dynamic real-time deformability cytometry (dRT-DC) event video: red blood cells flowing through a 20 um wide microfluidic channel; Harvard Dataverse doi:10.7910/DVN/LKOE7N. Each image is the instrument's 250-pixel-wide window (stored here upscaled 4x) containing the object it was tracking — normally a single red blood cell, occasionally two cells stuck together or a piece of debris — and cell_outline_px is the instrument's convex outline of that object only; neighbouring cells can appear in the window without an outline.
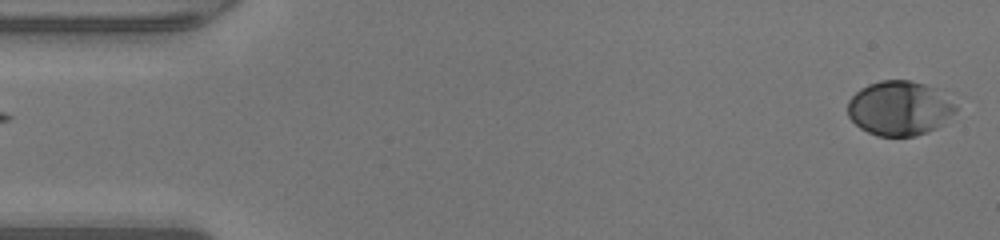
{"species": "human", "species_latin": "Homo sapiens", "temperature_condition": "warm", "stored_images_in_passage": 48, "camera_frame_rate_fps": 3000, "um_per_image_px": 0.085, "donor": {"sex": "male"}, "frame": {"image": 1, "passage_image": 1, "time_ms": 0.0, "image_size_px": [1000, 240], "cell_outline_px": [[956, 112], [936, 128], [916, 136], [876, 136], [860, 128], [848, 116], [848, 100], [860, 88], [868, 84], [880, 80], [912, 80], [924, 84], [932, 88], [952, 104], [956, 108]], "centroid_in_image_um": [76.38, 9.21], "position_along_channel_um": 8.6, "area_um2": 33.81}}
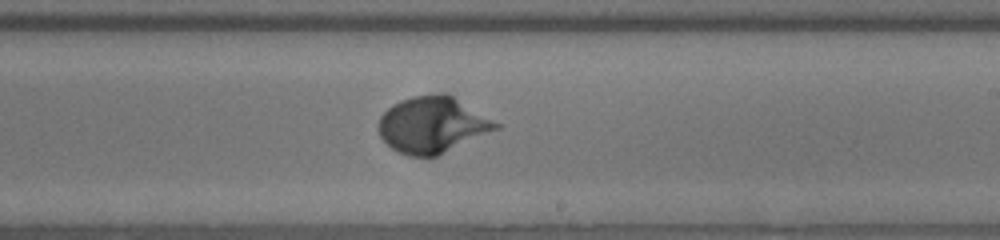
{"frame": {"image": 2, "passage_image": 28, "time_ms": 9.0, "image_size_px": [1000, 240], "cell_outline_px": [[504, 124], [500, 128], [436, 156], [408, 156], [392, 148], [380, 136], [380, 116], [392, 104], [400, 100], [412, 96], [444, 92], [452, 96]], "centroid_in_image_um": [36.8, 10.59], "position_along_channel_um": 252.2, "area_um2": 38.32}}
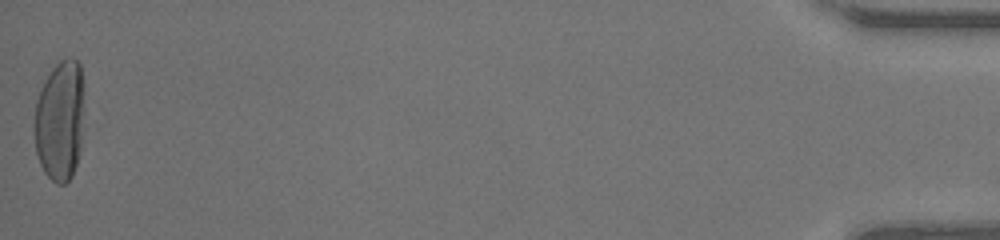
{"frame": {"image": 3, "passage_image": 48, "time_ms": 15.667, "image_size_px": [1000, 240], "cell_outline_px": [[84, 108], [80, 152], [72, 176], [64, 184], [56, 184], [44, 172], [40, 164], [36, 152], [36, 100], [52, 68], [60, 60], [68, 56], [72, 56], [80, 64], [84, 84]], "centroid_in_image_um": [5.14, 10.22], "position_along_channel_um": 430.1, "area_um2": 35.14}, "authors_computed_cell_mechanics": {"area_um2": 34.5066, "velocity_mm_per_s": 4.269, "shape_relaxation_time_tau1_ms": 2.6707, "shape_relaxation_time_tau2_ms": null, "deformation_change_tau1": 0.1826, "deformation_change_tau2": null}}